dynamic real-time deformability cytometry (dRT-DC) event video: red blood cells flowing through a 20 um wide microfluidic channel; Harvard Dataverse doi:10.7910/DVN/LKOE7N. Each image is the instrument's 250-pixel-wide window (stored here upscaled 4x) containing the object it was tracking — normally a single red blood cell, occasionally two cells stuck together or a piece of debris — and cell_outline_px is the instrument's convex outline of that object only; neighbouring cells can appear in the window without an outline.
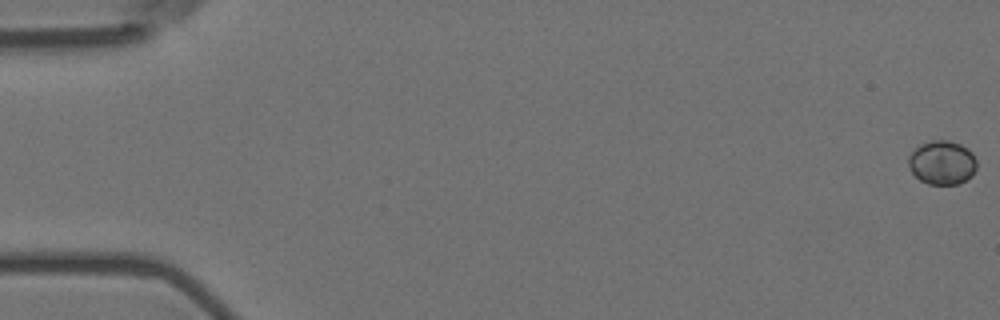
{"species": "Egyptian fruit bat (a non-hibernating species)", "species_latin": "Rousettus aegyptiacus", "temperature_condition": "room temperature", "stored_images_in_passage": 5, "camera_frame_rate_fps": 3000, "um_per_image_px": 0.085, "animal": {"sex": "female"}, "frame": {"image": 1, "passage_image": 1, "time_ms": 0.0, "image_size_px": [1000, 320], "cell_outline_px": [[976, 168], [972, 176], [956, 184], [928, 184], [920, 180], [912, 172], [908, 164], [908, 156], [920, 144], [932, 140], [948, 140], [960, 144], [968, 148], [972, 152], [976, 160]], "centroid_in_image_um": [80.08, 13.81], "position_along_channel_um": 4.9, "area_um2": 17.46}}
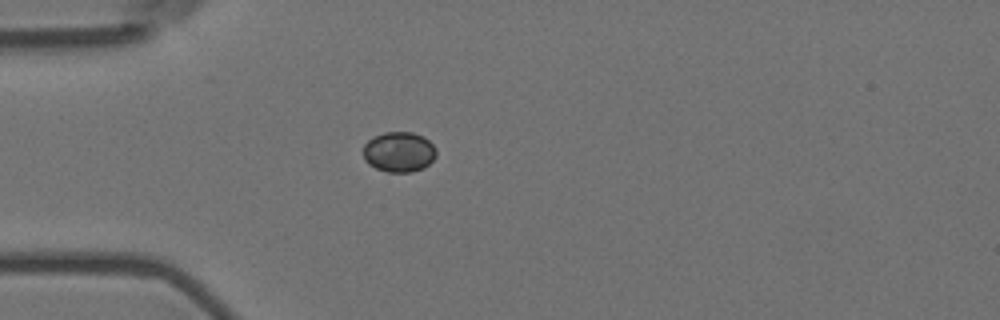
{"frame": {"image": 2, "passage_image": 5, "time_ms": 1.333, "image_size_px": [1000, 320], "cell_outline_px": [[436, 156], [424, 168], [412, 172], [388, 172], [376, 168], [368, 164], [364, 160], [364, 144], [368, 140], [384, 132], [412, 132], [424, 136], [436, 148]], "centroid_in_image_um": [33.92, 12.91], "position_along_channel_um": 51.1, "area_um2": 17.17}}